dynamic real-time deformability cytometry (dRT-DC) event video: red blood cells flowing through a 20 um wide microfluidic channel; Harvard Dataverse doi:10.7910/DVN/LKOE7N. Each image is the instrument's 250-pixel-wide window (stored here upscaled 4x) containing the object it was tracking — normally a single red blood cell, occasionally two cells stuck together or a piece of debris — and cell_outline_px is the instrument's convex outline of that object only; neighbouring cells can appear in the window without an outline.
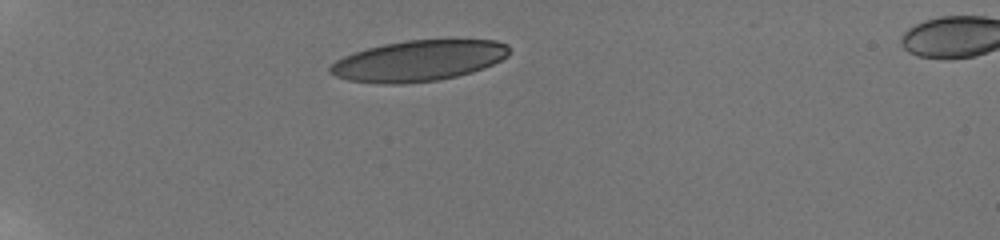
{"species": "human", "species_latin": "Homo sapiens", "temperature_condition": "room temperature", "stored_images_in_passage": 3, "camera_frame_rate_fps": 3000, "um_per_image_px": 0.085, "donor": {"sex": "male"}, "frame": {"image": 1, "passage_image": 1, "time_ms": 0.0, "image_size_px": [1000, 240], "cell_outline_px": [[508, 56], [484, 68], [472, 72], [456, 76], [436, 80], [404, 84], [384, 84], [348, 80], [336, 76], [328, 72], [328, 68], [336, 60], [344, 56], [368, 48], [384, 44], [408, 40], [496, 40], [508, 44]], "centroid_in_image_um": [35.57, 5.17], "position_along_channel_um": 49.4, "area_um2": 42.37}}